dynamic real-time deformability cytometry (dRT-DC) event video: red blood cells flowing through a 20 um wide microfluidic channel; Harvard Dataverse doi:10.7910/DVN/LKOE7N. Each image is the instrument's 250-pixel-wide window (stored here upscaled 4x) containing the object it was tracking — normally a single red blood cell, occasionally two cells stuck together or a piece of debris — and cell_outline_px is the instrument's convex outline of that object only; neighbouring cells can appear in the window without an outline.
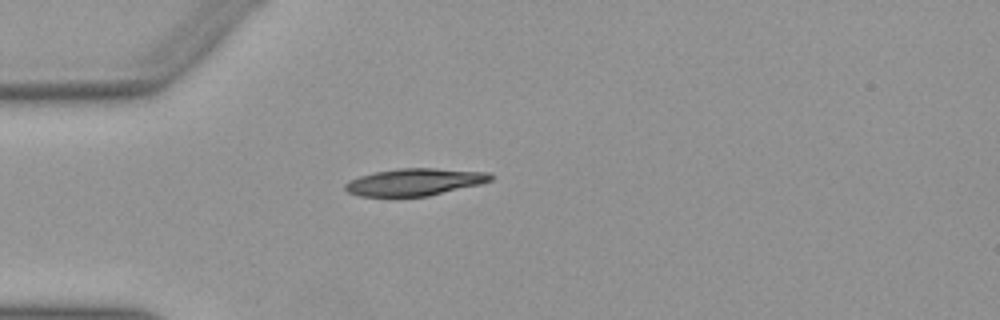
{"species": "Egyptian fruit bat (a non-hibernating species)", "species_latin": "Rousettus aegyptiacus", "temperature_condition": "warm", "stored_images_in_passage": 31, "camera_frame_rate_fps": 3000, "um_per_image_px": 0.085, "animal": {"sex": "female"}, "frame": {"image": 1, "passage_image": 1, "time_ms": 0.0, "image_size_px": [1000, 320], "cell_outline_px": [[492, 180], [480, 184], [428, 196], [360, 196], [348, 192], [344, 188], [344, 184], [348, 180], [360, 176], [376, 172], [400, 168], [436, 168], [488, 172], [492, 176]], "centroid_in_image_um": [35.23, 15.47], "position_along_channel_um": 49.8, "area_um2": 22.89}}
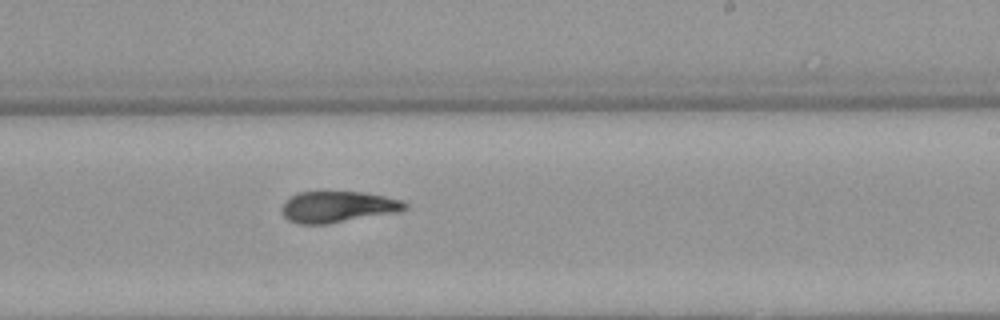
{"frame": {"image": 2, "passage_image": 18, "time_ms": 5.667, "image_size_px": [1000, 320], "cell_outline_px": [[408, 208], [400, 212], [328, 224], [296, 224], [288, 220], [280, 212], [280, 208], [284, 200], [288, 196], [300, 192], [360, 192], [384, 196], [404, 200], [408, 204]], "centroid_in_image_um": [28.69, 17.59], "position_along_channel_um": 260.3, "area_um2": 22.89}}
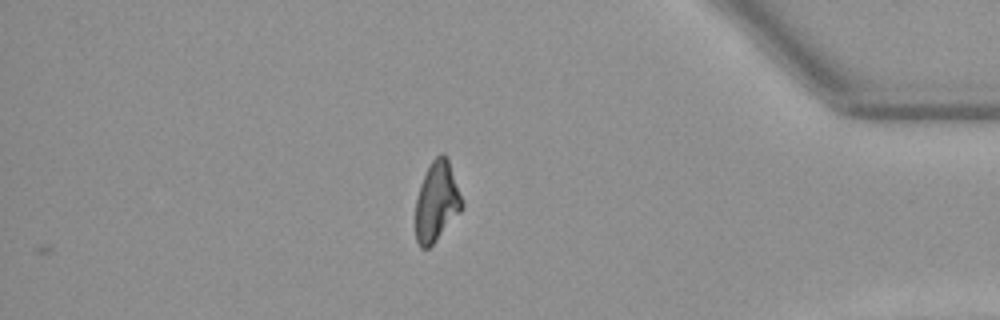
{"frame": {"image": 3, "passage_image": 31, "time_ms": 10.0, "image_size_px": [1000, 320], "cell_outline_px": [[464, 208], [436, 240], [428, 248], [420, 248], [416, 240], [416, 196], [420, 184], [432, 160], [440, 152], [444, 152], [448, 160], [464, 204]], "centroid_in_image_um": [37.12, 17.14], "position_along_channel_um": 398.1, "area_um2": 21.44}, "authors_computed_cell_mechanics": {"area_um2": 22.8888, "velocity_mm_per_s": 3.9613, "shape_relaxation_time_tau1_ms": 8.3682, "shape_relaxation_time_tau2_ms": 3.0186, "deformation_change_tau1": 0.2458, "deformation_change_tau2": 0.0985}}